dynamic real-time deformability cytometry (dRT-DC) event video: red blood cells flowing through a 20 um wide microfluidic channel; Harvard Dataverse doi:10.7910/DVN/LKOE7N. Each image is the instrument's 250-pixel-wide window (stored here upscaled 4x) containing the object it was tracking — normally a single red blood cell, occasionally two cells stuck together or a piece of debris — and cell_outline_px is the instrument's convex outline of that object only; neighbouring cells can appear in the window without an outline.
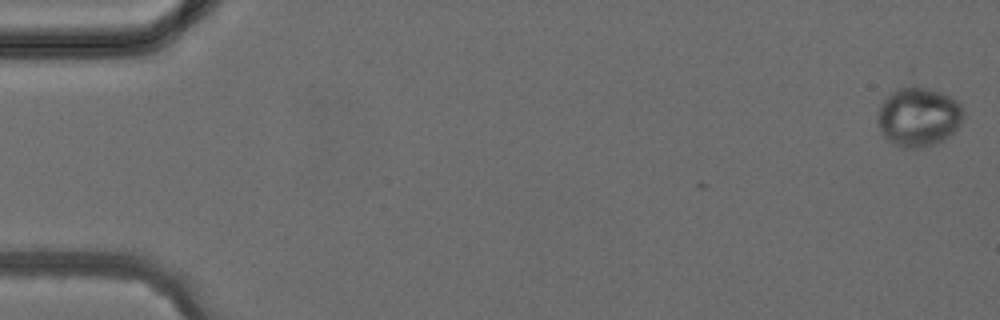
{"species": "common noctule bat (a hibernating species)", "species_latin": "Nyctalus noctula", "temperature_condition": "cold", "stored_images_in_passage": 3, "camera_frame_rate_fps": 3000, "um_per_image_px": 0.085, "animal": {"sex": "female", "body_mass_g": 24.6, "forearm_length_mm": 56.2}, "frame": {"image": 1, "passage_image": 1, "time_ms": 0.0, "image_size_px": [1000, 320], "cell_outline_px": [[964, 116], [960, 124], [948, 136], [932, 144], [920, 148], [904, 148], [892, 144], [884, 136], [876, 120], [880, 104], [892, 92], [900, 88], [912, 84], [940, 92], [956, 100], [960, 104], [964, 112]], "centroid_in_image_um": [78.05, 9.92], "position_along_channel_um": 7.0, "area_um2": 29.48}}